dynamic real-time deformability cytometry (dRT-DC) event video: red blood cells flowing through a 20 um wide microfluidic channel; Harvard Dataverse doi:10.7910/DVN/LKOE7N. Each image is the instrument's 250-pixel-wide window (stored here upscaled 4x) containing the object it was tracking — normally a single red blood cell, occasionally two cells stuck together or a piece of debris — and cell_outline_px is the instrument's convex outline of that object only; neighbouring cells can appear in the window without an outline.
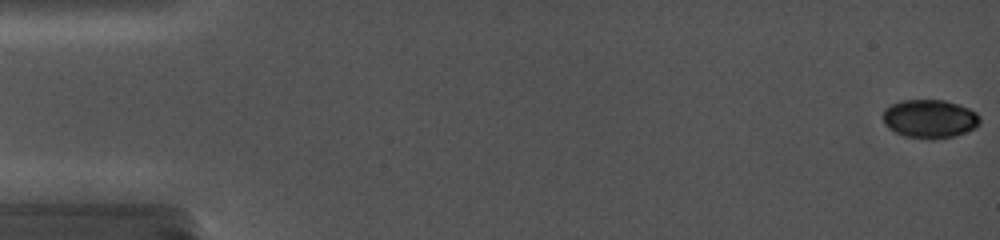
{"species": "common noctule bat (a hibernating species)", "species_latin": "Nyctalus noctula", "temperature_condition": "cold", "stored_images_in_passage": 18, "camera_frame_rate_fps": 5000, "um_per_image_px": 0.085, "animal": {"sex": "female", "body_mass_g": 19.0, "forearm_length_mm": 56.7}, "frame": {"image": 1, "passage_image": 1, "time_ms": 0.0, "image_size_px": [1000, 240], "cell_outline_px": [[980, 120], [972, 128], [964, 132], [952, 136], [932, 140], [904, 136], [888, 128], [884, 124], [884, 108], [900, 100], [944, 100], [968, 108], [976, 112], [980, 116]], "centroid_in_image_um": [78.98, 10.09], "position_along_channel_um": 6.0, "area_um2": 21.56}}
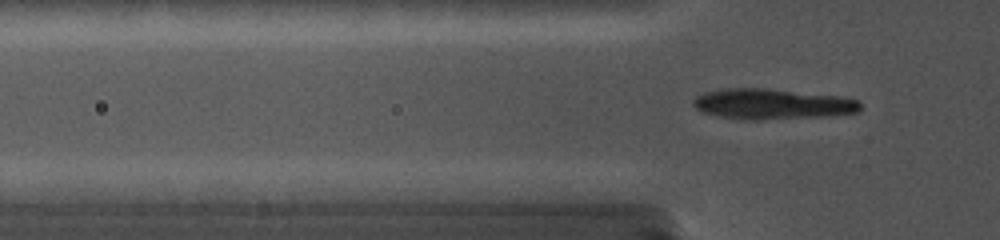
{"frame": {"image": 2, "passage_image": 18, "time_ms": 5.4, "image_size_px": [1000, 240], "cell_outline_px": [[860, 112], [832, 116], [760, 120], [748, 120], [716, 116], [704, 112], [696, 108], [692, 104], [692, 100], [696, 96], [704, 92], [724, 88], [768, 88], [844, 96], [860, 100]], "centroid_in_image_um": [65.68, 8.84], "position_along_channel_um": 60.1, "area_um2": 30.35}}